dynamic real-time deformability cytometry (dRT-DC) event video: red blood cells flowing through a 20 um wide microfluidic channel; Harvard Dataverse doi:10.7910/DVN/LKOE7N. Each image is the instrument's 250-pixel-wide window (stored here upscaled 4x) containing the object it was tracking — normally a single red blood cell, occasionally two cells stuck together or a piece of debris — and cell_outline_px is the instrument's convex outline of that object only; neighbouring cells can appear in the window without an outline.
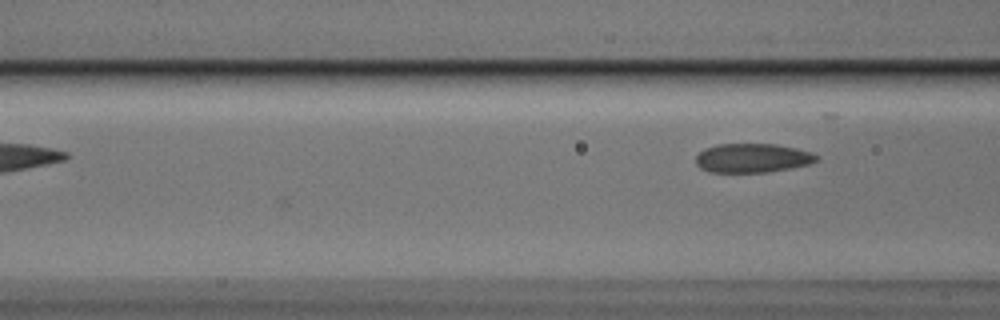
{"species": "Egyptian fruit bat (a non-hibernating species)", "species_latin": "Rousettus aegyptiacus", "temperature_condition": "cold", "stored_images_in_passage": 8, "camera_frame_rate_fps": 3000, "um_per_image_px": 0.085, "animal": {"sex": "male"}, "frame": {"image": 1, "passage_image": 8, "time_ms": 2.333, "image_size_px": [1000, 320], "cell_outline_px": [[820, 160], [808, 164], [768, 172], [708, 172], [700, 168], [696, 164], [696, 156], [704, 148], [716, 144], [776, 144], [796, 148], [812, 152], [820, 156]], "centroid_in_image_um": [63.96, 13.43], "position_along_channel_um": 102.6, "area_um2": 20.58}}